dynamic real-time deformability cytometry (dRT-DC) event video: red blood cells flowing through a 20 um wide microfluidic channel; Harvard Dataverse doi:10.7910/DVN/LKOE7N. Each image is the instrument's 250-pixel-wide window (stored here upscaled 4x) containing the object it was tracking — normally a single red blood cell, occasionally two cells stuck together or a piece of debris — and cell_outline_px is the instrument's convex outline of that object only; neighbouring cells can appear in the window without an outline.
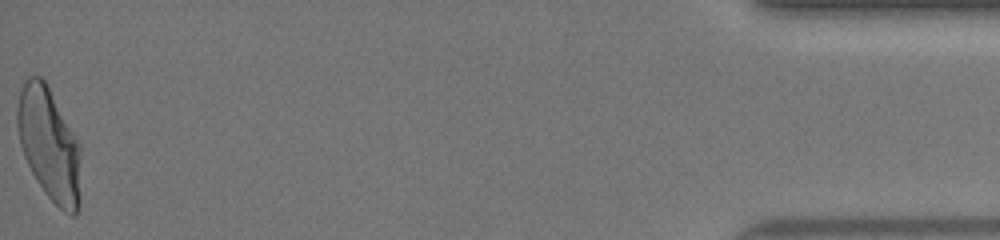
{"species": "human", "species_latin": "Homo sapiens", "temperature_condition": "warm", "stored_images_in_passage": 36, "camera_frame_rate_fps": 3000, "um_per_image_px": 0.085, "donor": {"sex": "female"}, "frame": {"image": 1, "passage_image": 36, "time_ms": 11.667, "image_size_px": [1000, 240], "cell_outline_px": [[80, 200], [76, 212], [72, 216], [64, 212], [44, 192], [36, 180], [24, 156], [20, 144], [16, 128], [16, 108], [20, 88], [28, 76], [40, 76], [44, 80], [76, 140], [80, 148]], "centroid_in_image_um": [4.14, 12.28], "position_along_channel_um": 431.1, "area_um2": 41.27}, "authors_computed_cell_mechanics": {"area_um2": 40.3444, "velocity_mm_per_s": 4.0222, "shape_relaxation_time_tau1_ms": 4.7695, "shape_relaxation_time_tau2_ms": 0.8944, "deformation_change_tau1": 0.2242, "deformation_change_tau2": 0.0805}}